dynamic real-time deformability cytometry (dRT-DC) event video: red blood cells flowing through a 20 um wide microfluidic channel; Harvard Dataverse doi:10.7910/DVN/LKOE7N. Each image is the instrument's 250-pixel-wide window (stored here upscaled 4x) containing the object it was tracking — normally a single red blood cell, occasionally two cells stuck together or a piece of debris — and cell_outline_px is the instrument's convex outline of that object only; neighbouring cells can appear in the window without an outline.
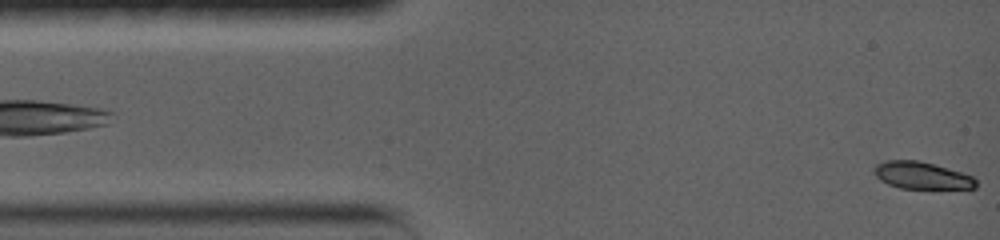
{"species": "common noctule bat (a hibernating species)", "species_latin": "Nyctalus noctula", "temperature_condition": "warm", "stored_images_in_passage": 28, "camera_frame_rate_fps": 5000, "um_per_image_px": 0.085, "animal": {"sex": "female", "body_mass_g": 19.0, "forearm_length_mm": 56.7}, "frame": {"image": 1, "passage_image": 1, "time_ms": 0.0, "image_size_px": [1000, 240], "cell_outline_px": [[976, 188], [900, 188], [888, 184], [880, 180], [876, 176], [876, 164], [884, 160], [920, 160], [960, 172], [972, 176], [976, 180]], "centroid_in_image_um": [78.34, 14.9], "position_along_channel_um": 6.7, "area_um2": 15.84}}
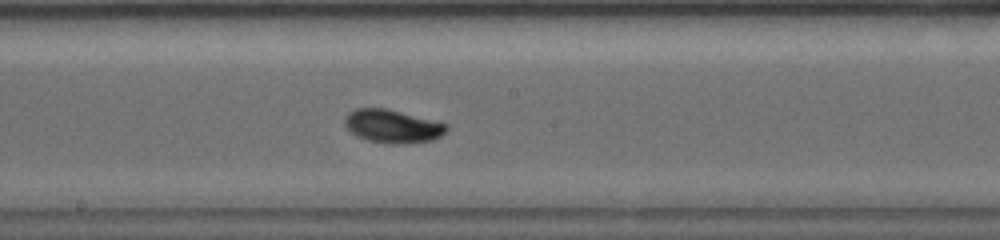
{"frame": {"image": 2, "passage_image": 15, "time_ms": 8.0, "image_size_px": [1000, 240], "cell_outline_px": [[448, 128], [440, 136], [432, 140], [408, 144], [392, 144], [368, 140], [356, 136], [344, 124], [344, 116], [348, 112], [356, 108], [384, 108], [448, 124]], "centroid_in_image_um": [33.33, 10.74], "position_along_channel_um": 214.9, "area_um2": 19.59}}
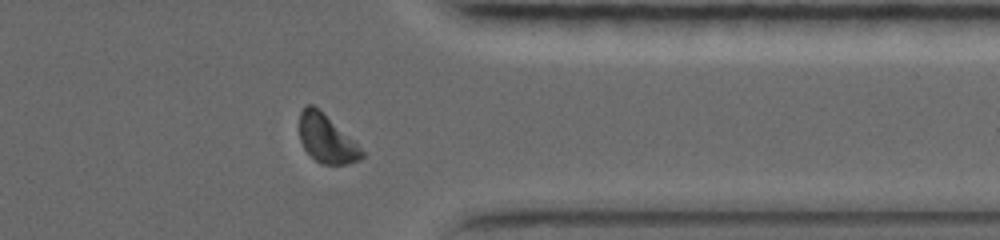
{"frame": {"image": 3, "passage_image": 26, "time_ms": 12.8, "image_size_px": [1000, 240], "cell_outline_px": [[364, 156], [360, 160], [348, 164], [320, 164], [304, 148], [300, 140], [300, 112], [308, 104], [312, 104], [320, 108], [356, 140], [364, 152]], "centroid_in_image_um": [27.81, 11.77], "position_along_channel_um": 383.6, "area_um2": 17.92}, "authors_computed_cell_mechanics": {"area_um2": 18.4671, "velocity_mm_per_s": 3.6003, "shape_relaxation_time_tau1_ms": 3.5998, "shape_relaxation_time_tau2_ms": null, "deformation_change_tau1": 0.1409, "deformation_change_tau2": null}}